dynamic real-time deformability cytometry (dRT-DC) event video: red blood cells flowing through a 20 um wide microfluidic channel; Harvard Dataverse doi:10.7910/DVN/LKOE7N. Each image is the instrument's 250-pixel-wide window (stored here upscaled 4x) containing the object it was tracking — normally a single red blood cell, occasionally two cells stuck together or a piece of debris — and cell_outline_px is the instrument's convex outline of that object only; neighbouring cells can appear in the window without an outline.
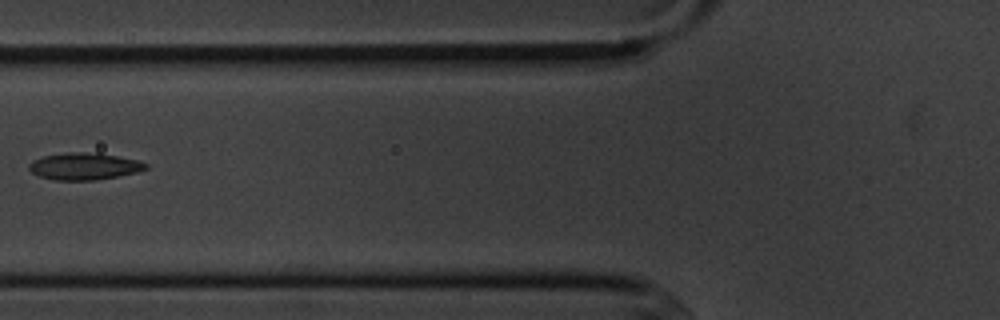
{"species": "common noctule bat (a hibernating species)", "species_latin": "Nyctalus noctula", "temperature_condition": "cold", "stored_images_in_passage": 2, "camera_frame_rate_fps": 3000, "um_per_image_px": 0.085, "animal": {"sex": "male", "body_mass_g": 20.1, "forearm_length_mm": 53.5}, "frame": {"image": 1, "passage_image": 2, "time_ms": 1.333, "image_size_px": [1000, 320], "cell_outline_px": [[148, 168], [136, 172], [120, 176], [96, 180], [56, 180], [40, 176], [32, 172], [28, 168], [28, 164], [32, 160], [44, 156], [68, 152], [96, 152], [140, 160], [148, 164]], "centroid_in_image_um": [7.19, 14.12], "position_along_channel_um": 118.6, "area_um2": 18.5}}